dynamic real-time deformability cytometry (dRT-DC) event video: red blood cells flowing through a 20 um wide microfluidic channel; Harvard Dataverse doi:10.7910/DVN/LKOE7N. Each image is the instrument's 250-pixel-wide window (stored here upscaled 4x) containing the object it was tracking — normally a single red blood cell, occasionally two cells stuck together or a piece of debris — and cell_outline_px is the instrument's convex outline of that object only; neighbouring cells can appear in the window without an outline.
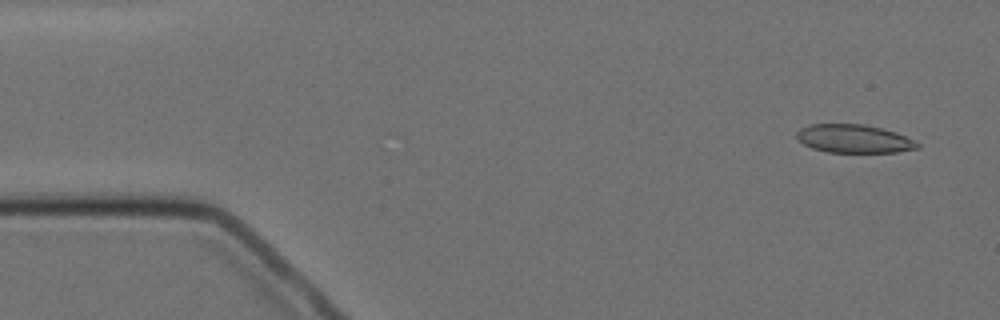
{"species": "Egyptian fruit bat (a non-hibernating species)", "species_latin": "Rousettus aegyptiacus", "temperature_condition": "cold", "stored_images_in_passage": 6, "segment_of_instrument_passage": [2, 2], "camera_frame_rate_fps": 3000, "um_per_image_px": 0.085, "animal": {"sex": "female"}, "frame": {"image": 1, "passage_image": 6, "time_ms": 6.0, "image_size_px": [1000, 320], "cell_outline_px": [[920, 148], [896, 152], [828, 152], [812, 148], [804, 144], [796, 136], [796, 132], [800, 128], [808, 124], [864, 124], [896, 132], [916, 140], [920, 144]], "centroid_in_image_um": [72.61, 11.79], "position_along_channel_um": 12.4, "area_um2": 20.0}}